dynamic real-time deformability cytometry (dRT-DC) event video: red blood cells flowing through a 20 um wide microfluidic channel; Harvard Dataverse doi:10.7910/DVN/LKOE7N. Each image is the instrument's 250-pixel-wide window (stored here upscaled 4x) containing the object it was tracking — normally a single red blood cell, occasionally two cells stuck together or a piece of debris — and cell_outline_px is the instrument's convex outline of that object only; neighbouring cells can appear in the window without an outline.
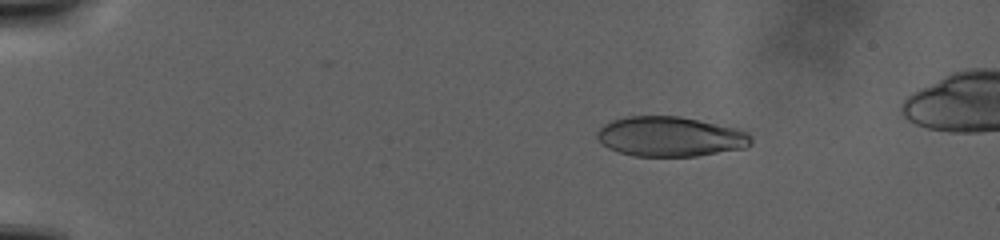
{"species": "human", "species_latin": "Homo sapiens", "temperature_condition": "warm", "stored_images_in_passage": 59, "camera_frame_rate_fps": 3000, "um_per_image_px": 0.085, "donor": {"sex": "male"}, "frame": {"image": 1, "passage_image": 9, "time_ms": 5.667, "image_size_px": [1000, 240], "cell_outline_px": [[752, 144], [744, 148], [696, 156], [632, 156], [608, 148], [596, 136], [596, 132], [604, 124], [612, 120], [628, 116], [680, 116], [736, 128], [748, 132], [752, 136]], "centroid_in_image_um": [56.98, 11.61], "position_along_channel_um": 28.0, "area_um2": 35.78}}
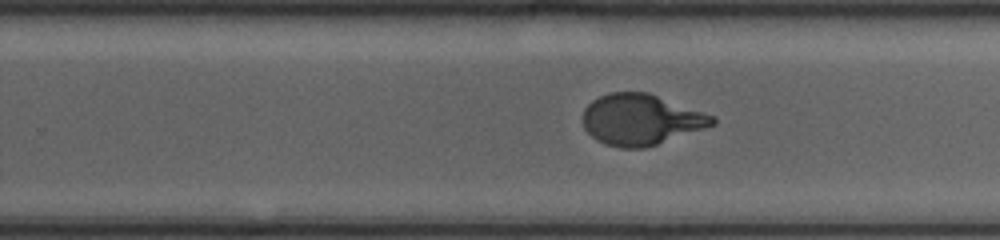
{"frame": {"image": 2, "passage_image": 38, "time_ms": 24.333, "image_size_px": [1000, 240], "cell_outline_px": [[716, 124], [644, 148], [620, 148], [604, 144], [596, 140], [584, 128], [584, 108], [592, 100], [608, 92], [648, 92], [716, 116]], "centroid_in_image_um": [54.48, 10.16], "position_along_channel_um": 275.3, "area_um2": 38.32}}
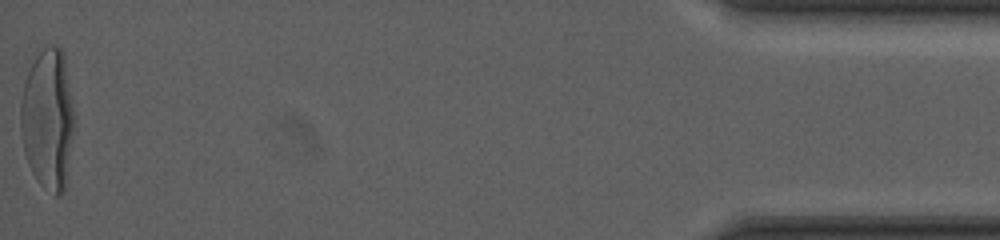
{"frame": {"image": 3, "passage_image": 59, "time_ms": 37.0, "image_size_px": [1000, 240], "cell_outline_px": [[72, 132], [64, 192], [60, 196], [56, 196], [44, 188], [36, 180], [28, 164], [24, 152], [20, 132], [20, 104], [24, 84], [28, 72], [36, 56], [44, 44], [52, 44], [60, 48], [64, 52], [72, 104]], "centroid_in_image_um": [4.03, 10.1], "position_along_channel_um": 431.2, "area_um2": 43.81}}